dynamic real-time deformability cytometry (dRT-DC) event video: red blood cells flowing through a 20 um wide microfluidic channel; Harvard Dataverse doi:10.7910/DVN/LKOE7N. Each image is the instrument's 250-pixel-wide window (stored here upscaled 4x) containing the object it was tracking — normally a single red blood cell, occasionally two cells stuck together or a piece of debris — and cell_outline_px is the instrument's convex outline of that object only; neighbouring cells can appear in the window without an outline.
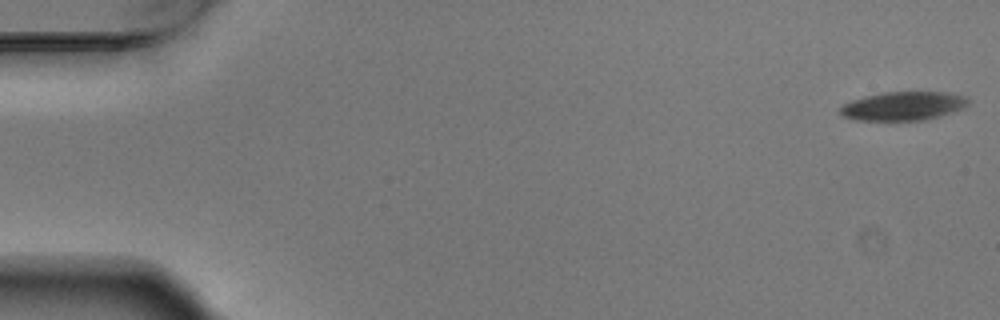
{"species": "Egyptian fruit bat (a non-hibernating species)", "species_latin": "Rousettus aegyptiacus", "temperature_condition": "warm", "stored_images_in_passage": 6, "camera_frame_rate_fps": 3000, "um_per_image_px": 0.085, "animal": {"sex": "male"}, "frame": {"image": 1, "passage_image": 1, "time_ms": 0.0, "image_size_px": [1000, 320], "cell_outline_px": [[972, 100], [964, 108], [940, 116], [924, 120], [856, 120], [844, 116], [840, 112], [840, 108], [844, 104], [852, 100], [864, 96], [884, 92], [948, 92], [968, 96]], "centroid_in_image_um": [76.85, 9.0], "position_along_channel_um": 8.2, "area_um2": 21.56}}
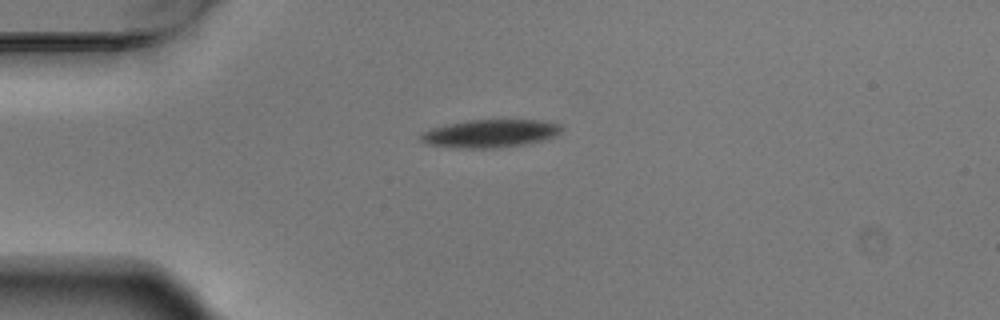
{"frame": {"image": 2, "passage_image": 4, "time_ms": 1.0, "image_size_px": [1000, 320], "cell_outline_px": [[564, 128], [556, 136], [548, 140], [528, 144], [496, 148], [464, 148], [428, 144], [420, 140], [420, 136], [424, 132], [432, 128], [448, 124], [468, 120], [544, 120], [560, 124]], "centroid_in_image_um": [41.77, 11.34], "position_along_channel_um": 43.2, "area_um2": 23.06}}
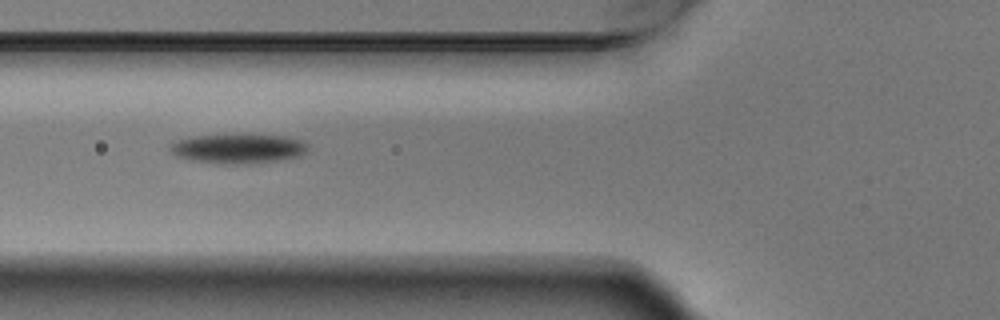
{"frame": {"image": 3, "passage_image": 6, "time_ms": 1.667, "image_size_px": [1000, 320], "cell_outline_px": [[308, 148], [300, 156], [276, 160], [236, 164], [220, 164], [188, 160], [176, 156], [168, 148], [176, 140], [192, 136], [284, 136], [300, 140]], "centroid_in_image_um": [20.16, 12.65], "position_along_channel_um": 105.6, "area_um2": 22.95}}